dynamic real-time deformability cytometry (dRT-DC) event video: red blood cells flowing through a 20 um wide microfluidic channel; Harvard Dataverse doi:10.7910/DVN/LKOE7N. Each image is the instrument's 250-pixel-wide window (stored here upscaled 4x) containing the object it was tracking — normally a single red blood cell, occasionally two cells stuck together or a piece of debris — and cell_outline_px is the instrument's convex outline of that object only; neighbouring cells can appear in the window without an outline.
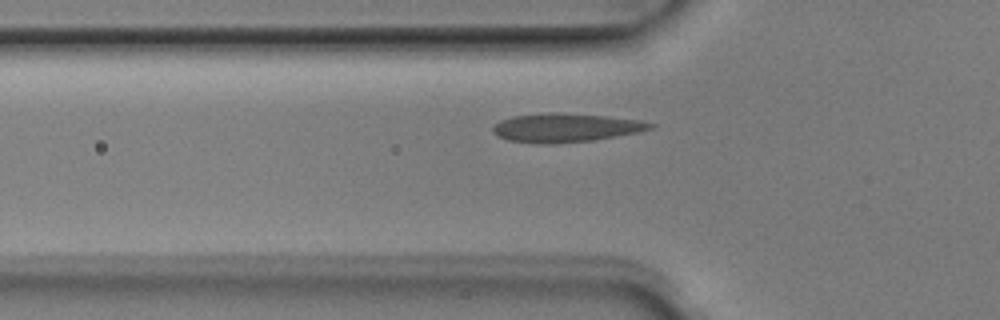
{"species": "Egyptian fruit bat (a non-hibernating species)", "species_latin": "Rousettus aegyptiacus", "temperature_condition": "room temperature", "stored_images_in_passage": 38, "camera_frame_rate_fps": 3000, "um_per_image_px": 0.085, "animal": {"sex": "male"}, "frame": {"image": 1, "passage_image": 10, "time_ms": 3.0, "image_size_px": [1000, 320], "cell_outline_px": [[656, 124], [652, 128], [640, 132], [592, 140], [552, 144], [536, 144], [508, 140], [496, 136], [492, 132], [492, 128], [500, 120], [512, 116], [548, 112], [556, 112], [604, 116], [644, 120]], "centroid_in_image_um": [48.07, 10.85], "position_along_channel_um": 77.7, "area_um2": 26.59}}
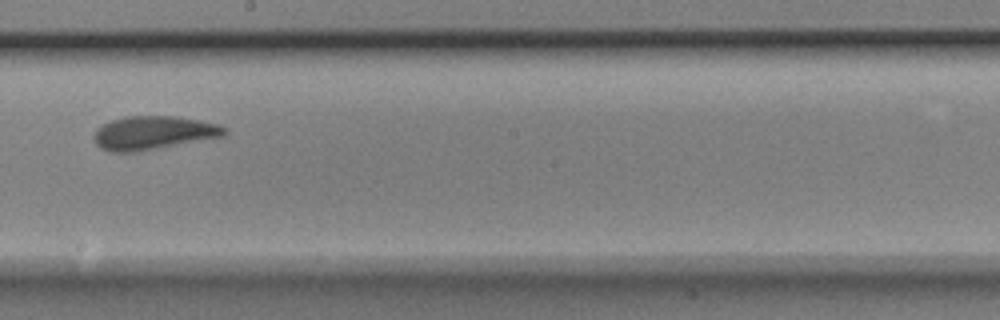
{"frame": {"image": 2, "passage_image": 22, "time_ms": 7.0, "image_size_px": [1000, 320], "cell_outline_px": [[228, 132], [224, 136], [156, 148], [132, 152], [112, 152], [100, 148], [96, 144], [92, 136], [96, 128], [112, 120], [124, 116], [176, 116], [216, 124], [228, 128]], "centroid_in_image_um": [13.0, 11.28], "position_along_channel_um": 235.2, "area_um2": 25.32}}
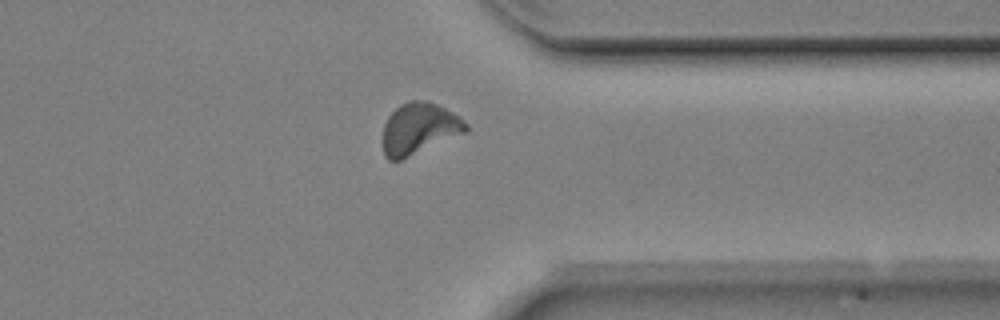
{"frame": {"image": 3, "passage_image": 33, "time_ms": 10.667, "image_size_px": [1000, 320], "cell_outline_px": [[468, 132], [400, 160], [388, 160], [384, 156], [384, 124], [388, 116], [400, 104], [408, 100], [428, 100], [460, 116], [468, 124]], "centroid_in_image_um": [35.65, 10.92], "position_along_channel_um": 375.7, "area_um2": 24.91}}